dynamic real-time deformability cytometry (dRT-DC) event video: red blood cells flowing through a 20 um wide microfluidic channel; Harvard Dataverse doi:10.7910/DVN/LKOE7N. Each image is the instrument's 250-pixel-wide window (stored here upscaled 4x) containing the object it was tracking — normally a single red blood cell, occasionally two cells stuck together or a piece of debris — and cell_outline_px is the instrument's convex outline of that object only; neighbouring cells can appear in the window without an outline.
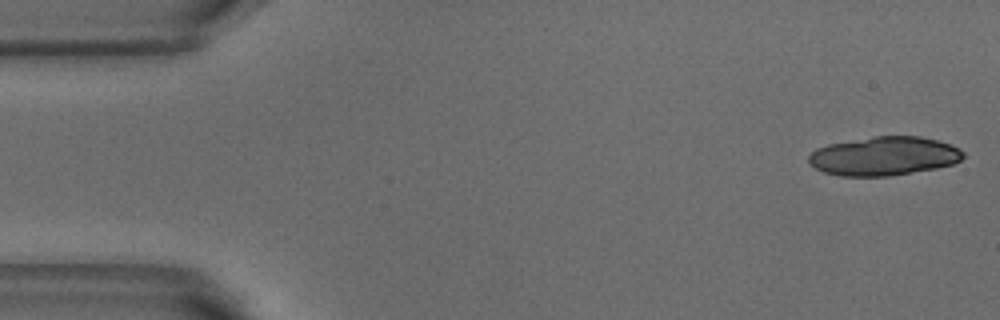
{"species": "common noctule bat (a hibernating species)", "species_latin": "Nyctalus noctula", "temperature_condition": "warm", "stored_images_in_passage": 5, "camera_frame_rate_fps": 3000, "um_per_image_px": 0.085, "animal": {"sex": "male", "body_mass_g": 18.8}, "frame": {"image": 1, "passage_image": 1, "time_ms": 0.0, "image_size_px": [1000, 320], "cell_outline_px": [[964, 156], [960, 160], [952, 164], [936, 168], [888, 176], [840, 176], [824, 172], [816, 168], [808, 160], [808, 156], [816, 148], [828, 144], [872, 136], [920, 136], [952, 144], [960, 148], [964, 152]], "centroid_in_image_um": [75.15, 13.26], "position_along_channel_um": 9.9, "area_um2": 34.97}}
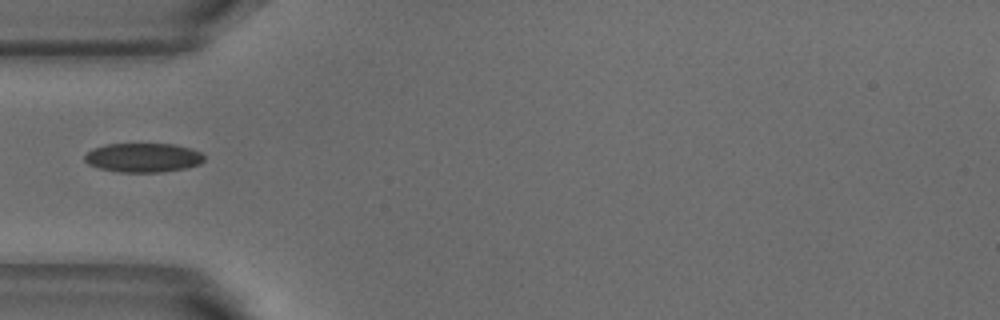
{"frame": {"image": 2, "passage_image": 5, "time_ms": 1.333, "image_size_px": [1000, 320], "cell_outline_px": [[204, 160], [200, 164], [184, 168], [160, 172], [120, 172], [100, 168], [88, 164], [84, 160], [84, 156], [92, 148], [108, 144], [176, 144], [192, 148], [200, 152], [204, 156]], "centroid_in_image_um": [12.17, 13.39], "position_along_channel_um": 72.8, "area_um2": 20.29}}